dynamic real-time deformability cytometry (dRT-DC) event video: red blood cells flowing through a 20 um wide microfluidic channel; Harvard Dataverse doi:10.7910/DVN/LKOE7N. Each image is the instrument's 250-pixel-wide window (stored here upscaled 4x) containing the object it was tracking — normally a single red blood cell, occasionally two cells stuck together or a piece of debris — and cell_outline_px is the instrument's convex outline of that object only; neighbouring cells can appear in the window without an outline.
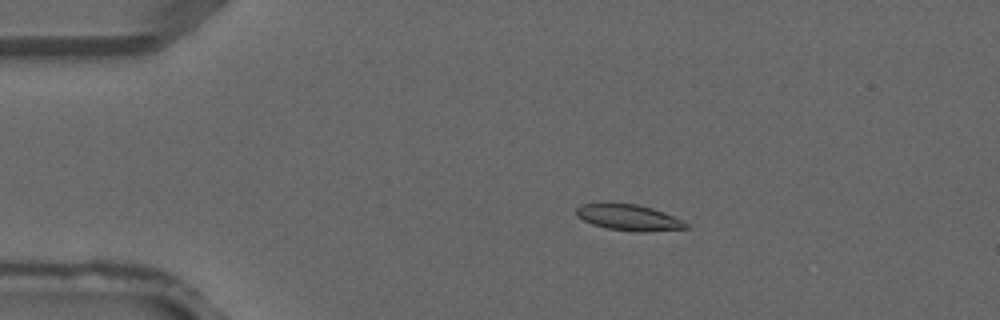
{"species": "common noctule bat (a hibernating species)", "species_latin": "Nyctalus noctula", "temperature_condition": "warm", "stored_images_in_passage": 3, "camera_frame_rate_fps": 3000, "um_per_image_px": 0.085, "animal": {"sex": "male", "forearm_length_mm": 52.5}, "frame": {"image": 1, "passage_image": 1, "time_ms": 0.0, "image_size_px": [1000, 320], "cell_outline_px": [[688, 228], [644, 232], [636, 232], [608, 228], [592, 224], [576, 216], [576, 208], [580, 204], [604, 200], [636, 204], [652, 208], [664, 212], [688, 224]], "centroid_in_image_um": [53.35, 18.44], "position_along_channel_um": 31.7, "area_um2": 17.11}}